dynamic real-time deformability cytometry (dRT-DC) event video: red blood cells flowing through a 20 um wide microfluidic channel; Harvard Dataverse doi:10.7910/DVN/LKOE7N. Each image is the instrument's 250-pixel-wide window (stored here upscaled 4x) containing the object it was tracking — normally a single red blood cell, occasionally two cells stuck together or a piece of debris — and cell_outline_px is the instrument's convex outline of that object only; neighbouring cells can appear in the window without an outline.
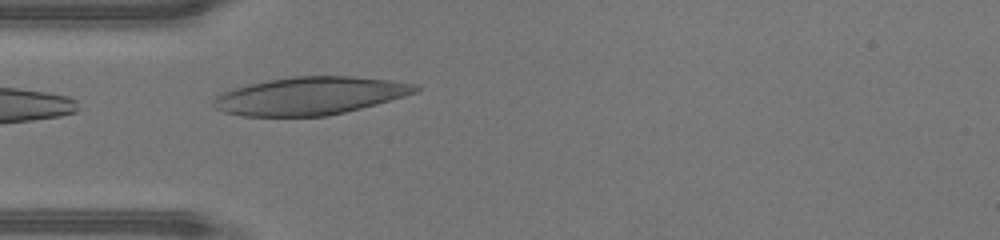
{"species": "human", "species_latin": "Homo sapiens", "temperature_condition": "warm", "stored_images_in_passage": 26, "camera_frame_rate_fps": 3000, "um_per_image_px": 0.085, "donor": {"sex": "male"}, "frame": {"image": 1, "passage_image": 1, "time_ms": 0.0, "image_size_px": [1000, 240], "cell_outline_px": [[420, 88], [416, 92], [404, 96], [376, 104], [328, 116], [244, 116], [224, 112], [216, 108], [212, 104], [212, 100], [216, 96], [232, 88], [248, 84], [268, 80], [292, 76], [352, 76], [392, 80], [416, 84]], "centroid_in_image_um": [26.34, 8.14], "position_along_channel_um": 58.7, "area_um2": 44.45}}
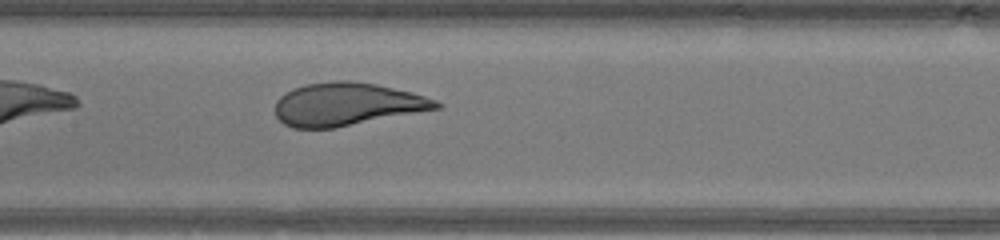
{"frame": {"image": 2, "passage_image": 9, "time_ms": 2.667, "image_size_px": [1000, 240], "cell_outline_px": [[444, 108], [332, 128], [292, 128], [284, 124], [276, 116], [276, 100], [284, 92], [292, 88], [304, 84], [336, 80], [352, 80], [376, 84], [412, 92], [436, 100], [444, 104]], "centroid_in_image_um": [29.5, 8.85], "position_along_channel_um": 177.9, "area_um2": 40.63}}
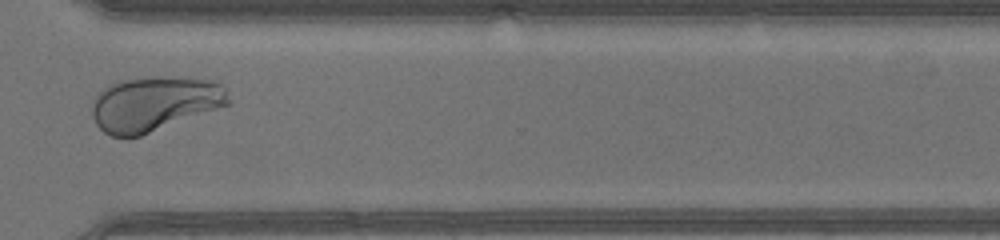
{"frame": {"image": 3, "passage_image": 21, "time_ms": 6.667, "image_size_px": [1000, 240], "cell_outline_px": [[232, 104], [140, 136], [128, 140], [112, 136], [104, 132], [96, 124], [92, 116], [92, 100], [96, 92], [108, 84], [136, 76], [184, 76], [212, 80], [220, 84], [224, 88]], "centroid_in_image_um": [13.09, 8.8], "position_along_channel_um": 357.5, "area_um2": 44.8}, "authors_computed_cell_mechanics": {"area_um2": 40.8068, "velocity_mm_per_s": 4.5044, "shape_relaxation_time_tau1_ms": 4.3417, "shape_relaxation_time_tau2_ms": null, "deformation_change_tau1": 0.233, "deformation_change_tau2": null}}